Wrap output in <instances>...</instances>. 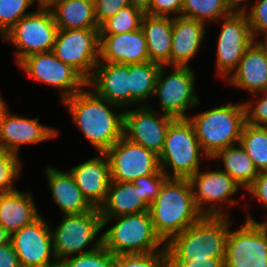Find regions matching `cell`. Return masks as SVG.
Here are the masks:
<instances>
[{"instance_id": "cell-11", "label": "cell", "mask_w": 267, "mask_h": 267, "mask_svg": "<svg viewBox=\"0 0 267 267\" xmlns=\"http://www.w3.org/2000/svg\"><path fill=\"white\" fill-rule=\"evenodd\" d=\"M99 29H58L52 52L86 81L99 62Z\"/></svg>"}, {"instance_id": "cell-16", "label": "cell", "mask_w": 267, "mask_h": 267, "mask_svg": "<svg viewBox=\"0 0 267 267\" xmlns=\"http://www.w3.org/2000/svg\"><path fill=\"white\" fill-rule=\"evenodd\" d=\"M50 229L49 224L40 216L11 235L10 242L19 257L21 267H59Z\"/></svg>"}, {"instance_id": "cell-27", "label": "cell", "mask_w": 267, "mask_h": 267, "mask_svg": "<svg viewBox=\"0 0 267 267\" xmlns=\"http://www.w3.org/2000/svg\"><path fill=\"white\" fill-rule=\"evenodd\" d=\"M173 17L145 14L141 24L150 61L170 67Z\"/></svg>"}, {"instance_id": "cell-12", "label": "cell", "mask_w": 267, "mask_h": 267, "mask_svg": "<svg viewBox=\"0 0 267 267\" xmlns=\"http://www.w3.org/2000/svg\"><path fill=\"white\" fill-rule=\"evenodd\" d=\"M18 65L30 79L57 88L61 101L87 86V81L75 69L58 59L52 51L29 55Z\"/></svg>"}, {"instance_id": "cell-3", "label": "cell", "mask_w": 267, "mask_h": 267, "mask_svg": "<svg viewBox=\"0 0 267 267\" xmlns=\"http://www.w3.org/2000/svg\"><path fill=\"white\" fill-rule=\"evenodd\" d=\"M226 215H203L166 243L168 261L224 258L227 237L232 227Z\"/></svg>"}, {"instance_id": "cell-9", "label": "cell", "mask_w": 267, "mask_h": 267, "mask_svg": "<svg viewBox=\"0 0 267 267\" xmlns=\"http://www.w3.org/2000/svg\"><path fill=\"white\" fill-rule=\"evenodd\" d=\"M166 68L162 65L159 70L154 96L163 114L188 118L187 110L200 105L194 72L190 66H172L174 70L167 74Z\"/></svg>"}, {"instance_id": "cell-15", "label": "cell", "mask_w": 267, "mask_h": 267, "mask_svg": "<svg viewBox=\"0 0 267 267\" xmlns=\"http://www.w3.org/2000/svg\"><path fill=\"white\" fill-rule=\"evenodd\" d=\"M221 20L223 25L217 39L216 75L227 79L236 70L254 39L246 13L231 12Z\"/></svg>"}, {"instance_id": "cell-18", "label": "cell", "mask_w": 267, "mask_h": 267, "mask_svg": "<svg viewBox=\"0 0 267 267\" xmlns=\"http://www.w3.org/2000/svg\"><path fill=\"white\" fill-rule=\"evenodd\" d=\"M58 130L40 124L39 118H27L11 114L9 108L5 111L0 122V147L16 155L20 146L37 144L58 136Z\"/></svg>"}, {"instance_id": "cell-44", "label": "cell", "mask_w": 267, "mask_h": 267, "mask_svg": "<svg viewBox=\"0 0 267 267\" xmlns=\"http://www.w3.org/2000/svg\"><path fill=\"white\" fill-rule=\"evenodd\" d=\"M168 267H224V258H207L190 261H168Z\"/></svg>"}, {"instance_id": "cell-31", "label": "cell", "mask_w": 267, "mask_h": 267, "mask_svg": "<svg viewBox=\"0 0 267 267\" xmlns=\"http://www.w3.org/2000/svg\"><path fill=\"white\" fill-rule=\"evenodd\" d=\"M239 144L259 171H267V127L245 123Z\"/></svg>"}, {"instance_id": "cell-19", "label": "cell", "mask_w": 267, "mask_h": 267, "mask_svg": "<svg viewBox=\"0 0 267 267\" xmlns=\"http://www.w3.org/2000/svg\"><path fill=\"white\" fill-rule=\"evenodd\" d=\"M150 61L141 29L123 34H100L99 62L135 64Z\"/></svg>"}, {"instance_id": "cell-32", "label": "cell", "mask_w": 267, "mask_h": 267, "mask_svg": "<svg viewBox=\"0 0 267 267\" xmlns=\"http://www.w3.org/2000/svg\"><path fill=\"white\" fill-rule=\"evenodd\" d=\"M230 13L225 0H183L181 16L206 24L218 22Z\"/></svg>"}, {"instance_id": "cell-50", "label": "cell", "mask_w": 267, "mask_h": 267, "mask_svg": "<svg viewBox=\"0 0 267 267\" xmlns=\"http://www.w3.org/2000/svg\"><path fill=\"white\" fill-rule=\"evenodd\" d=\"M2 94L0 93V122L2 119L3 114L5 113V111L8 109L9 105L5 103V101H3L2 99Z\"/></svg>"}, {"instance_id": "cell-21", "label": "cell", "mask_w": 267, "mask_h": 267, "mask_svg": "<svg viewBox=\"0 0 267 267\" xmlns=\"http://www.w3.org/2000/svg\"><path fill=\"white\" fill-rule=\"evenodd\" d=\"M69 172L88 202L99 209L105 201L111 183L107 156L98 153V156L72 167Z\"/></svg>"}, {"instance_id": "cell-42", "label": "cell", "mask_w": 267, "mask_h": 267, "mask_svg": "<svg viewBox=\"0 0 267 267\" xmlns=\"http://www.w3.org/2000/svg\"><path fill=\"white\" fill-rule=\"evenodd\" d=\"M183 0H152L149 10L145 13L152 16L173 17L181 16ZM176 15V16H175Z\"/></svg>"}, {"instance_id": "cell-6", "label": "cell", "mask_w": 267, "mask_h": 267, "mask_svg": "<svg viewBox=\"0 0 267 267\" xmlns=\"http://www.w3.org/2000/svg\"><path fill=\"white\" fill-rule=\"evenodd\" d=\"M200 156L209 160L201 149L192 122L188 118L174 119L159 155L162 172L168 178L189 179L200 170Z\"/></svg>"}, {"instance_id": "cell-24", "label": "cell", "mask_w": 267, "mask_h": 267, "mask_svg": "<svg viewBox=\"0 0 267 267\" xmlns=\"http://www.w3.org/2000/svg\"><path fill=\"white\" fill-rule=\"evenodd\" d=\"M45 175L54 202L62 211V215L85 213L94 209L69 171L64 172L49 166Z\"/></svg>"}, {"instance_id": "cell-38", "label": "cell", "mask_w": 267, "mask_h": 267, "mask_svg": "<svg viewBox=\"0 0 267 267\" xmlns=\"http://www.w3.org/2000/svg\"><path fill=\"white\" fill-rule=\"evenodd\" d=\"M246 12L254 41H257L258 34L267 38V0H255Z\"/></svg>"}, {"instance_id": "cell-51", "label": "cell", "mask_w": 267, "mask_h": 267, "mask_svg": "<svg viewBox=\"0 0 267 267\" xmlns=\"http://www.w3.org/2000/svg\"><path fill=\"white\" fill-rule=\"evenodd\" d=\"M264 48L267 53V38L266 39H261L260 41L257 40Z\"/></svg>"}, {"instance_id": "cell-8", "label": "cell", "mask_w": 267, "mask_h": 267, "mask_svg": "<svg viewBox=\"0 0 267 267\" xmlns=\"http://www.w3.org/2000/svg\"><path fill=\"white\" fill-rule=\"evenodd\" d=\"M36 9L22 17L2 37L16 48L17 65L29 55L53 50L58 32L53 14L50 9Z\"/></svg>"}, {"instance_id": "cell-5", "label": "cell", "mask_w": 267, "mask_h": 267, "mask_svg": "<svg viewBox=\"0 0 267 267\" xmlns=\"http://www.w3.org/2000/svg\"><path fill=\"white\" fill-rule=\"evenodd\" d=\"M188 119L192 122L201 149L210 159L219 150L240 142L246 123L244 103L216 106Z\"/></svg>"}, {"instance_id": "cell-20", "label": "cell", "mask_w": 267, "mask_h": 267, "mask_svg": "<svg viewBox=\"0 0 267 267\" xmlns=\"http://www.w3.org/2000/svg\"><path fill=\"white\" fill-rule=\"evenodd\" d=\"M87 86L94 88L97 95L123 110L130 107L128 65L98 62Z\"/></svg>"}, {"instance_id": "cell-17", "label": "cell", "mask_w": 267, "mask_h": 267, "mask_svg": "<svg viewBox=\"0 0 267 267\" xmlns=\"http://www.w3.org/2000/svg\"><path fill=\"white\" fill-rule=\"evenodd\" d=\"M175 118L159 115L150 105L124 110L123 136L160 155L164 146L167 129Z\"/></svg>"}, {"instance_id": "cell-25", "label": "cell", "mask_w": 267, "mask_h": 267, "mask_svg": "<svg viewBox=\"0 0 267 267\" xmlns=\"http://www.w3.org/2000/svg\"><path fill=\"white\" fill-rule=\"evenodd\" d=\"M34 201L28 191L24 193L16 189L0 193V224L10 235L41 216Z\"/></svg>"}, {"instance_id": "cell-33", "label": "cell", "mask_w": 267, "mask_h": 267, "mask_svg": "<svg viewBox=\"0 0 267 267\" xmlns=\"http://www.w3.org/2000/svg\"><path fill=\"white\" fill-rule=\"evenodd\" d=\"M145 13L132 5L119 10L106 20L99 29V34H123L141 29Z\"/></svg>"}, {"instance_id": "cell-28", "label": "cell", "mask_w": 267, "mask_h": 267, "mask_svg": "<svg viewBox=\"0 0 267 267\" xmlns=\"http://www.w3.org/2000/svg\"><path fill=\"white\" fill-rule=\"evenodd\" d=\"M50 10L58 29H100L94 0H62Z\"/></svg>"}, {"instance_id": "cell-39", "label": "cell", "mask_w": 267, "mask_h": 267, "mask_svg": "<svg viewBox=\"0 0 267 267\" xmlns=\"http://www.w3.org/2000/svg\"><path fill=\"white\" fill-rule=\"evenodd\" d=\"M262 95V97L260 96ZM256 101L243 102L245 107L246 123L253 126L267 127V91L259 92Z\"/></svg>"}, {"instance_id": "cell-43", "label": "cell", "mask_w": 267, "mask_h": 267, "mask_svg": "<svg viewBox=\"0 0 267 267\" xmlns=\"http://www.w3.org/2000/svg\"><path fill=\"white\" fill-rule=\"evenodd\" d=\"M254 199H259L267 209V171H259L253 183L246 189ZM267 223V221H265Z\"/></svg>"}, {"instance_id": "cell-1", "label": "cell", "mask_w": 267, "mask_h": 267, "mask_svg": "<svg viewBox=\"0 0 267 267\" xmlns=\"http://www.w3.org/2000/svg\"><path fill=\"white\" fill-rule=\"evenodd\" d=\"M85 88L61 103L68 108L74 124L92 147L99 154L105 153L123 136L124 110L103 99L88 86Z\"/></svg>"}, {"instance_id": "cell-37", "label": "cell", "mask_w": 267, "mask_h": 267, "mask_svg": "<svg viewBox=\"0 0 267 267\" xmlns=\"http://www.w3.org/2000/svg\"><path fill=\"white\" fill-rule=\"evenodd\" d=\"M114 267H168L167 252L115 255Z\"/></svg>"}, {"instance_id": "cell-40", "label": "cell", "mask_w": 267, "mask_h": 267, "mask_svg": "<svg viewBox=\"0 0 267 267\" xmlns=\"http://www.w3.org/2000/svg\"><path fill=\"white\" fill-rule=\"evenodd\" d=\"M168 179L164 173H155L150 176H142L132 183L138 186L143 199L150 205L158 196L163 183Z\"/></svg>"}, {"instance_id": "cell-34", "label": "cell", "mask_w": 267, "mask_h": 267, "mask_svg": "<svg viewBox=\"0 0 267 267\" xmlns=\"http://www.w3.org/2000/svg\"><path fill=\"white\" fill-rule=\"evenodd\" d=\"M115 255L103 245L79 255L70 256L59 263V267H114Z\"/></svg>"}, {"instance_id": "cell-2", "label": "cell", "mask_w": 267, "mask_h": 267, "mask_svg": "<svg viewBox=\"0 0 267 267\" xmlns=\"http://www.w3.org/2000/svg\"><path fill=\"white\" fill-rule=\"evenodd\" d=\"M149 213L156 233L165 243L203 216L196 207L189 179L178 178L163 183Z\"/></svg>"}, {"instance_id": "cell-26", "label": "cell", "mask_w": 267, "mask_h": 267, "mask_svg": "<svg viewBox=\"0 0 267 267\" xmlns=\"http://www.w3.org/2000/svg\"><path fill=\"white\" fill-rule=\"evenodd\" d=\"M138 186L132 182L111 181L104 203L99 207L102 218H114L149 211Z\"/></svg>"}, {"instance_id": "cell-41", "label": "cell", "mask_w": 267, "mask_h": 267, "mask_svg": "<svg viewBox=\"0 0 267 267\" xmlns=\"http://www.w3.org/2000/svg\"><path fill=\"white\" fill-rule=\"evenodd\" d=\"M129 0H94L95 17L100 27L119 10L129 6Z\"/></svg>"}, {"instance_id": "cell-22", "label": "cell", "mask_w": 267, "mask_h": 267, "mask_svg": "<svg viewBox=\"0 0 267 267\" xmlns=\"http://www.w3.org/2000/svg\"><path fill=\"white\" fill-rule=\"evenodd\" d=\"M228 83L249 93L267 91V53L258 42L253 41L240 59Z\"/></svg>"}, {"instance_id": "cell-47", "label": "cell", "mask_w": 267, "mask_h": 267, "mask_svg": "<svg viewBox=\"0 0 267 267\" xmlns=\"http://www.w3.org/2000/svg\"><path fill=\"white\" fill-rule=\"evenodd\" d=\"M151 1L152 0H129V3L133 7L146 13L151 6Z\"/></svg>"}, {"instance_id": "cell-30", "label": "cell", "mask_w": 267, "mask_h": 267, "mask_svg": "<svg viewBox=\"0 0 267 267\" xmlns=\"http://www.w3.org/2000/svg\"><path fill=\"white\" fill-rule=\"evenodd\" d=\"M161 66L152 61L128 64L130 106L136 103L148 106L147 101L154 96Z\"/></svg>"}, {"instance_id": "cell-35", "label": "cell", "mask_w": 267, "mask_h": 267, "mask_svg": "<svg viewBox=\"0 0 267 267\" xmlns=\"http://www.w3.org/2000/svg\"><path fill=\"white\" fill-rule=\"evenodd\" d=\"M16 155L0 147V193L16 190L14 181L20 178L22 161Z\"/></svg>"}, {"instance_id": "cell-29", "label": "cell", "mask_w": 267, "mask_h": 267, "mask_svg": "<svg viewBox=\"0 0 267 267\" xmlns=\"http://www.w3.org/2000/svg\"><path fill=\"white\" fill-rule=\"evenodd\" d=\"M221 159L223 171L226 172L245 190L253 183L258 175L253 161L238 143L219 150L210 160Z\"/></svg>"}, {"instance_id": "cell-7", "label": "cell", "mask_w": 267, "mask_h": 267, "mask_svg": "<svg viewBox=\"0 0 267 267\" xmlns=\"http://www.w3.org/2000/svg\"><path fill=\"white\" fill-rule=\"evenodd\" d=\"M102 229V217L98 208L85 213L63 215L59 225L54 230L50 229L56 260L60 263L70 256L100 247L102 236L98 239L95 237Z\"/></svg>"}, {"instance_id": "cell-45", "label": "cell", "mask_w": 267, "mask_h": 267, "mask_svg": "<svg viewBox=\"0 0 267 267\" xmlns=\"http://www.w3.org/2000/svg\"><path fill=\"white\" fill-rule=\"evenodd\" d=\"M0 267H21L11 242L0 246Z\"/></svg>"}, {"instance_id": "cell-14", "label": "cell", "mask_w": 267, "mask_h": 267, "mask_svg": "<svg viewBox=\"0 0 267 267\" xmlns=\"http://www.w3.org/2000/svg\"><path fill=\"white\" fill-rule=\"evenodd\" d=\"M189 181L197 209L203 215L210 216H228V211L222 210L220 206L223 203L231 207L237 204L238 201L232 196L239 191V188H242L222 169L208 172L198 170L189 178Z\"/></svg>"}, {"instance_id": "cell-49", "label": "cell", "mask_w": 267, "mask_h": 267, "mask_svg": "<svg viewBox=\"0 0 267 267\" xmlns=\"http://www.w3.org/2000/svg\"><path fill=\"white\" fill-rule=\"evenodd\" d=\"M59 1L62 0H35V2H37V7L46 9H50Z\"/></svg>"}, {"instance_id": "cell-4", "label": "cell", "mask_w": 267, "mask_h": 267, "mask_svg": "<svg viewBox=\"0 0 267 267\" xmlns=\"http://www.w3.org/2000/svg\"><path fill=\"white\" fill-rule=\"evenodd\" d=\"M116 220L105 233H101L102 245L113 255L167 252L166 243L154 229L149 211L102 218V228Z\"/></svg>"}, {"instance_id": "cell-48", "label": "cell", "mask_w": 267, "mask_h": 267, "mask_svg": "<svg viewBox=\"0 0 267 267\" xmlns=\"http://www.w3.org/2000/svg\"><path fill=\"white\" fill-rule=\"evenodd\" d=\"M11 235L7 230L0 224V246L10 242Z\"/></svg>"}, {"instance_id": "cell-46", "label": "cell", "mask_w": 267, "mask_h": 267, "mask_svg": "<svg viewBox=\"0 0 267 267\" xmlns=\"http://www.w3.org/2000/svg\"><path fill=\"white\" fill-rule=\"evenodd\" d=\"M225 2L230 12L246 13L248 11V6L245 5L248 0H225Z\"/></svg>"}, {"instance_id": "cell-13", "label": "cell", "mask_w": 267, "mask_h": 267, "mask_svg": "<svg viewBox=\"0 0 267 267\" xmlns=\"http://www.w3.org/2000/svg\"><path fill=\"white\" fill-rule=\"evenodd\" d=\"M104 154L109 161L111 181L132 182L142 176L163 173L158 155L124 136Z\"/></svg>"}, {"instance_id": "cell-23", "label": "cell", "mask_w": 267, "mask_h": 267, "mask_svg": "<svg viewBox=\"0 0 267 267\" xmlns=\"http://www.w3.org/2000/svg\"><path fill=\"white\" fill-rule=\"evenodd\" d=\"M205 27V23L195 19L173 17L170 67L189 66L188 62L198 53L207 35Z\"/></svg>"}, {"instance_id": "cell-10", "label": "cell", "mask_w": 267, "mask_h": 267, "mask_svg": "<svg viewBox=\"0 0 267 267\" xmlns=\"http://www.w3.org/2000/svg\"><path fill=\"white\" fill-rule=\"evenodd\" d=\"M245 224L228 234L224 267H267V223L247 212Z\"/></svg>"}, {"instance_id": "cell-36", "label": "cell", "mask_w": 267, "mask_h": 267, "mask_svg": "<svg viewBox=\"0 0 267 267\" xmlns=\"http://www.w3.org/2000/svg\"><path fill=\"white\" fill-rule=\"evenodd\" d=\"M37 3L35 0H0V36H4L27 12L28 7Z\"/></svg>"}]
</instances>
